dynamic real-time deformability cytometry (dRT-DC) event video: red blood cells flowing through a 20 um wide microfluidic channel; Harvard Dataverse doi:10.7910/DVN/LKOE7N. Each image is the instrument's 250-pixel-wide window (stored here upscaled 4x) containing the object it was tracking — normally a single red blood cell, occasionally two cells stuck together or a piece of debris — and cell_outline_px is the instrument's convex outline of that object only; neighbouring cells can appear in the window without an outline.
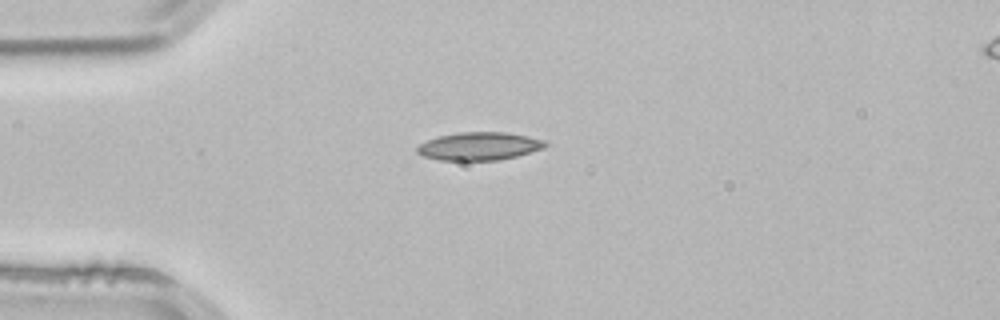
{"species": "common noctule bat (a hibernating species)", "species_latin": "Nyctalus noctula", "temperature_condition": "room temperature", "stored_images_in_passage": 2, "camera_frame_rate_fps": 3000, "um_per_image_px": 0.085, "animal": {"sex": "male", "body_mass_g": 21.5, "forearm_length_mm": 52.0}, "frame": {"image": 1, "passage_image": 1, "time_ms": 0.0, "image_size_px": [1000, 320], "cell_outline_px": [[548, 144], [544, 148], [516, 156], [500, 160], [440, 160], [424, 156], [416, 152], [416, 148], [420, 144], [428, 140], [440, 136], [460, 132], [504, 132], [548, 140]], "centroid_in_image_um": [40.76, 12.42], "position_along_channel_um": 44.2, "area_um2": 20.81}}